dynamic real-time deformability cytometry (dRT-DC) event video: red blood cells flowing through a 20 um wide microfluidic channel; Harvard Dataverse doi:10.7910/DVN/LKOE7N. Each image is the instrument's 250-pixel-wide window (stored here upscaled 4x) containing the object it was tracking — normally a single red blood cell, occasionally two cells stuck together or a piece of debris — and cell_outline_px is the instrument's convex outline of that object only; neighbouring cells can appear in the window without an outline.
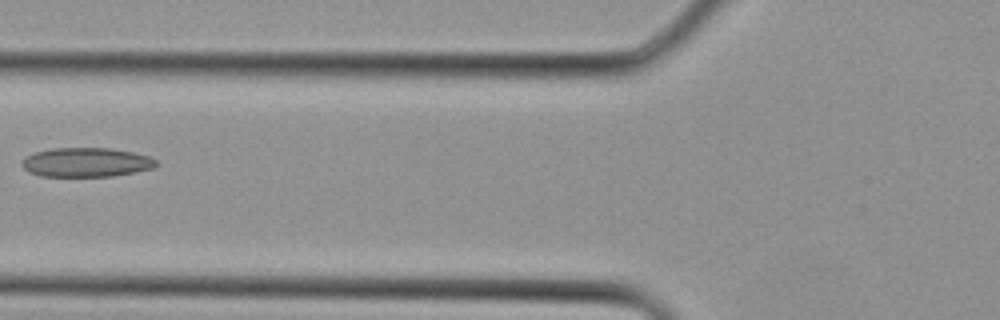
{"species": "Egyptian fruit bat (a non-hibernating species)", "species_latin": "Rousettus aegyptiacus", "temperature_condition": "cold", "stored_images_in_passage": 5, "camera_frame_rate_fps": 3000, "um_per_image_px": 0.085, "animal": {"sex": "female"}, "frame": {"image": 1, "passage_image": 5, "time_ms": 1.333, "image_size_px": [1000, 320], "cell_outline_px": [[156, 168], [136, 172], [112, 176], [40, 176], [28, 172], [20, 164], [28, 156], [36, 152], [52, 148], [108, 148], [132, 152], [148, 156], [156, 160]], "centroid_in_image_um": [7.34, 13.8], "position_along_channel_um": 118.5, "area_um2": 22.77}}